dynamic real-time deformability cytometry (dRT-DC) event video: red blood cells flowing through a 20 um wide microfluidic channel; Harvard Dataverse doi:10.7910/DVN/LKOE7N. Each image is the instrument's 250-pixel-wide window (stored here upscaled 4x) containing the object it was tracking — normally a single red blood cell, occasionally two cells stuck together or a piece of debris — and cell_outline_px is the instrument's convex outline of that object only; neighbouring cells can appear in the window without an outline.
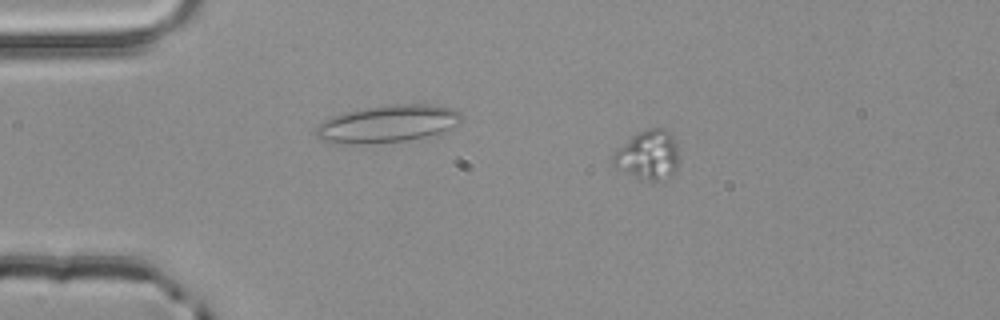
{"species": "common noctule bat (a hibernating species)", "species_latin": "Nyctalus noctula", "temperature_condition": "room temperature", "stored_images_in_passage": 47, "camera_frame_rate_fps": 3000, "um_per_image_px": 0.085, "animal": {"sex": "male", "body_mass_g": 20.4}, "frame": {"image": 1, "passage_image": 4, "time_ms": 1.0, "image_size_px": [1000, 320], "cell_outline_px": [[676, 172], [656, 180], [648, 180], [616, 168], [612, 164], [612, 156], [632, 136], [640, 132], [652, 128], [664, 128], [676, 140]], "centroid_in_image_um": [55.08, 13.16], "position_along_channel_um": 29.9, "area_um2": 18.03}}
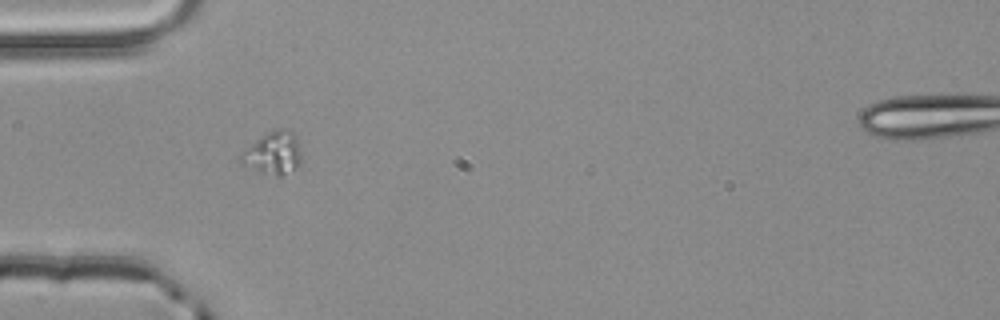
{"frame": {"image": 2, "passage_image": 11, "time_ms": 3.333, "image_size_px": [1000, 320], "cell_outline_px": [[300, 160], [296, 168], [280, 176], [276, 176], [260, 172], [240, 164], [240, 152], [264, 132], [276, 128], [288, 128], [296, 136], [300, 144]], "centroid_in_image_um": [23.18, 12.97], "position_along_channel_um": 61.8, "area_um2": 15.43}}